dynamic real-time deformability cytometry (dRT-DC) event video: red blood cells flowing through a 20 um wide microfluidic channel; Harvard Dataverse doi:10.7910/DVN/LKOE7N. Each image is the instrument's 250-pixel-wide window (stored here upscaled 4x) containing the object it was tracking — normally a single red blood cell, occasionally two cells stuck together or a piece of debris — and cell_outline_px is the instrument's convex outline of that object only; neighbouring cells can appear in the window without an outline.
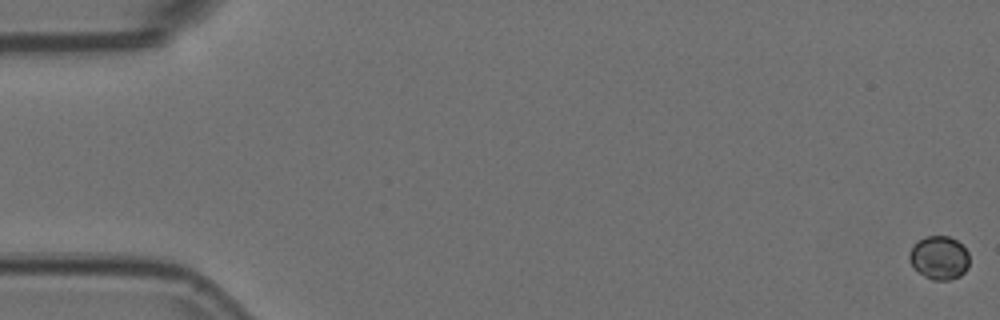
{"species": "Egyptian fruit bat (a non-hibernating species)", "species_latin": "Rousettus aegyptiacus", "temperature_condition": "room temperature", "stored_images_in_passage": 57, "camera_frame_rate_fps": 3000, "um_per_image_px": 0.085, "animal": {"sex": "female"}, "frame": {"image": 1, "passage_image": 1, "time_ms": 0.0, "image_size_px": [1000, 320], "cell_outline_px": [[968, 268], [960, 276], [948, 280], [932, 280], [924, 276], [912, 264], [908, 256], [908, 252], [912, 244], [916, 240], [928, 236], [948, 236], [956, 240], [968, 252]], "centroid_in_image_um": [79.81, 21.89], "position_along_channel_um": 5.2, "area_um2": 15.2}}
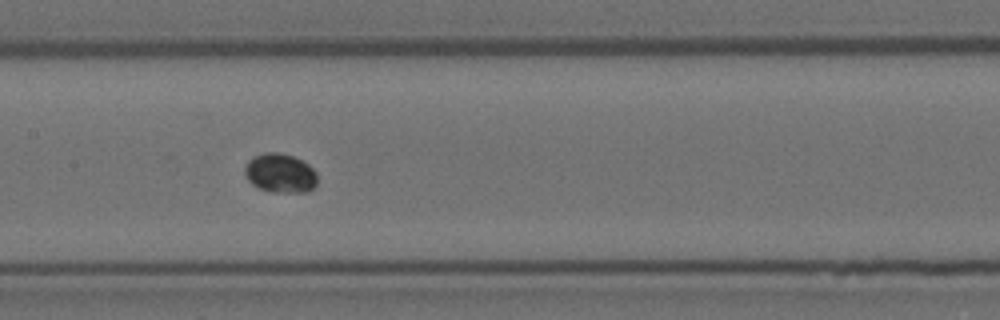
{"frame": {"image": 2, "passage_image": 28, "time_ms": 9.0, "image_size_px": [1000, 320], "cell_outline_px": [[316, 184], [308, 192], [272, 192], [260, 188], [252, 184], [248, 180], [244, 172], [244, 168], [248, 160], [252, 156], [264, 152], [280, 152], [292, 156], [308, 164], [316, 172]], "centroid_in_image_um": [23.79, 14.71], "position_along_channel_um": 183.6, "area_um2": 16.59}}
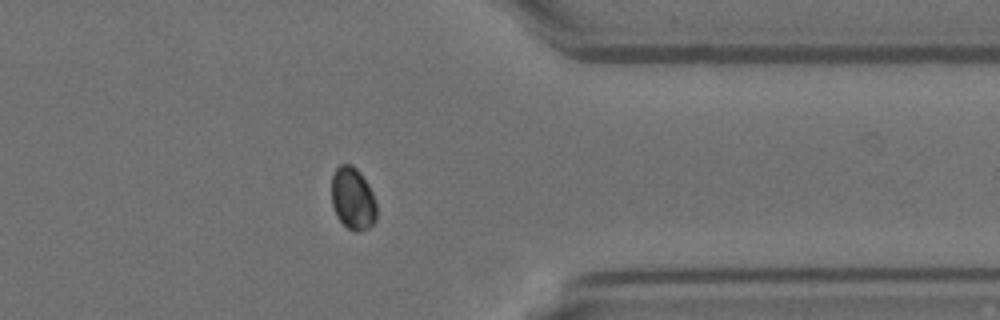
{"frame": {"image": 3, "passage_image": 45, "time_ms": 14.667, "image_size_px": [1000, 320], "cell_outline_px": [[376, 220], [368, 228], [356, 232], [348, 228], [336, 216], [332, 204], [332, 176], [336, 168], [340, 164], [352, 164], [360, 172], [368, 184], [372, 192], [376, 204]], "centroid_in_image_um": [29.98, 16.87], "position_along_channel_um": 381.4, "area_um2": 16.36}}